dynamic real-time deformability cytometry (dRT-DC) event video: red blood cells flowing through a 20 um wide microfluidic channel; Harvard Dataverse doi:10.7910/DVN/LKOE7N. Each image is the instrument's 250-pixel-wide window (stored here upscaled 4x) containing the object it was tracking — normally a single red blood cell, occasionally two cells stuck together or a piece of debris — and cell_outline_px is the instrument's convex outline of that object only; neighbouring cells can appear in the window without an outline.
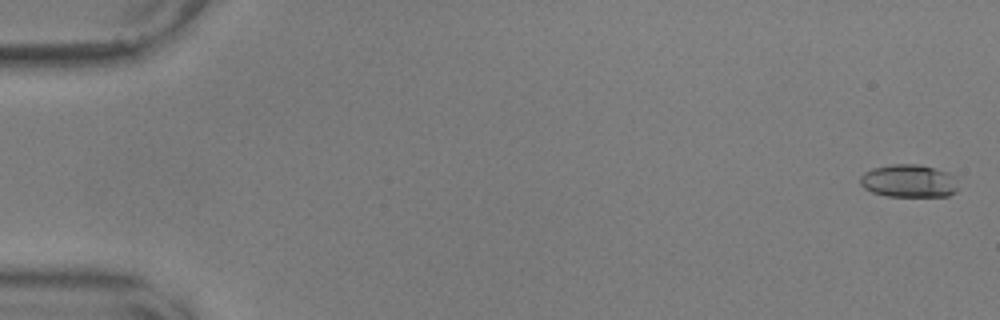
{"species": "common noctule bat (a hibernating species)", "species_latin": "Nyctalus noctula", "temperature_condition": "warm", "stored_images_in_passage": 57, "camera_frame_rate_fps": 3000, "um_per_image_px": 0.085, "animal": {"sex": "male", "body_mass_g": 17.9, "forearm_length_mm": 54.2}, "frame": {"image": 1, "passage_image": 2, "time_ms": 0.333, "image_size_px": [1000, 320], "cell_outline_px": [[960, 188], [956, 192], [948, 196], [888, 196], [872, 192], [864, 188], [860, 184], [860, 176], [864, 172], [872, 168], [892, 164], [920, 164], [936, 168], [948, 172], [956, 176]], "centroid_in_image_um": [77.3, 15.37], "position_along_channel_um": 7.7, "area_um2": 19.19}}
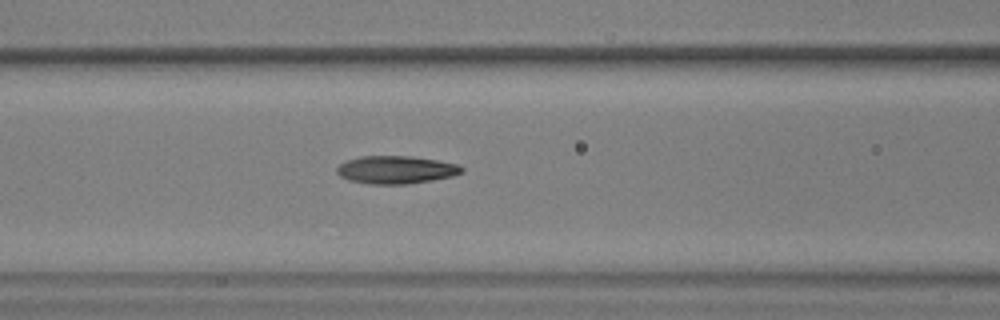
{"frame": {"image": 2, "passage_image": 25, "time_ms": 8.0, "image_size_px": [1000, 320], "cell_outline_px": [[464, 172], [452, 176], [432, 180], [408, 184], [368, 184], [348, 180], [340, 176], [336, 172], [336, 168], [340, 164], [348, 160], [360, 156], [412, 156], [460, 164], [464, 168]], "centroid_in_image_um": [33.67, 14.43], "position_along_channel_um": 132.9, "area_um2": 20.4}}
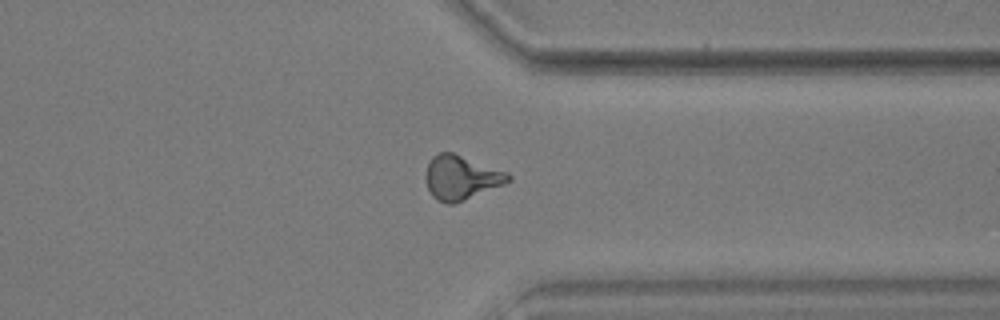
{"frame": {"image": 3, "passage_image": 45, "time_ms": 14.667, "image_size_px": [1000, 320], "cell_outline_px": [[512, 180], [504, 184], [464, 200], [452, 204], [448, 204], [432, 196], [428, 188], [424, 176], [428, 164], [432, 156], [440, 152], [452, 152], [508, 172], [512, 176]], "centroid_in_image_um": [39.2, 15.08], "position_along_channel_um": 372.2, "area_um2": 21.15}, "authors_computed_cell_mechanics": {"area_um2": 19.8254, "velocity_mm_per_s": 3.6141, "shape_relaxation_time_tau1_ms": 7.5148, "shape_relaxation_time_tau2_ms": 2.0881, "deformation_change_tau1": 0.2279, "deformation_change_tau2": 0.1056}}